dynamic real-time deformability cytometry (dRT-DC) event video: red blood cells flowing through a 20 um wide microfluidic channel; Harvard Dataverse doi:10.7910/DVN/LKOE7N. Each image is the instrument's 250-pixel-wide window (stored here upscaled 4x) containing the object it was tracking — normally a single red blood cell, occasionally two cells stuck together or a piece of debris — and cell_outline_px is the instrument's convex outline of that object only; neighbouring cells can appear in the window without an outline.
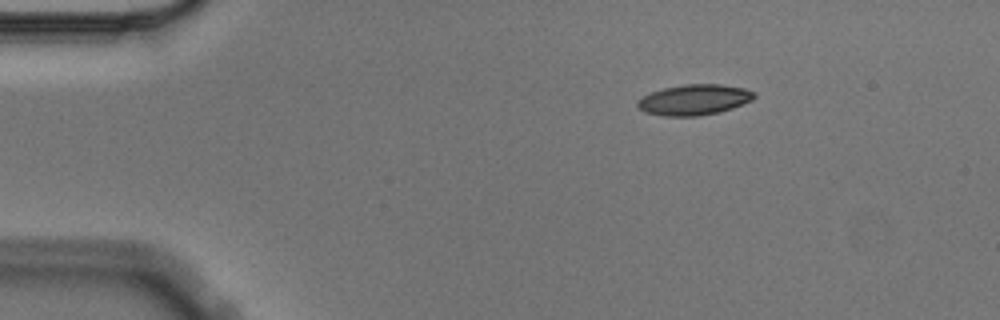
{"species": "Egyptian fruit bat (a non-hibernating species)", "species_latin": "Rousettus aegyptiacus", "temperature_condition": "cold", "stored_images_in_passage": 2, "camera_frame_rate_fps": 3000, "um_per_image_px": 0.085, "animal": {"sex": "male"}, "frame": {"image": 1, "passage_image": 1, "time_ms": 0.0, "image_size_px": [1000, 320], "cell_outline_px": [[756, 96], [752, 100], [732, 108], [720, 112], [700, 116], [664, 116], [644, 112], [636, 108], [636, 104], [644, 96], [652, 92], [664, 88], [684, 84], [720, 84], [744, 88], [756, 92]], "centroid_in_image_um": [59.02, 8.48], "position_along_channel_um": 26.0, "area_um2": 20.87}}